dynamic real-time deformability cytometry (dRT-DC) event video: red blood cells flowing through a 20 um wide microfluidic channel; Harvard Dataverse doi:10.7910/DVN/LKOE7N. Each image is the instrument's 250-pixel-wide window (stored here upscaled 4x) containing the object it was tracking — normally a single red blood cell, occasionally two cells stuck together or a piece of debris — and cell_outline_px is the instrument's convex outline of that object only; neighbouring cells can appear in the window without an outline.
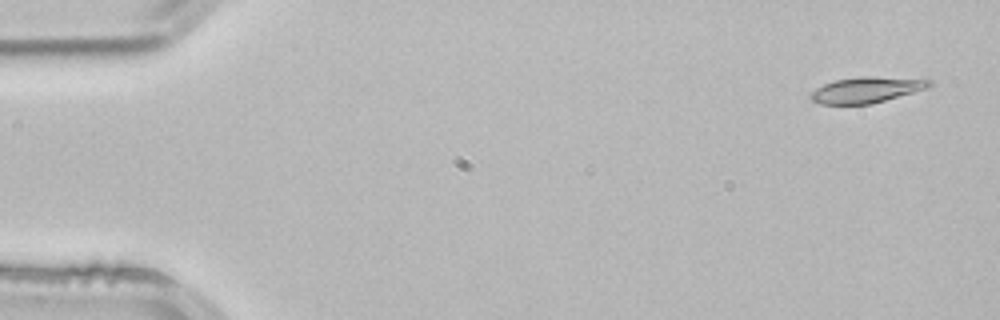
{"species": "common noctule bat (a hibernating species)", "species_latin": "Nyctalus noctula", "temperature_condition": "room temperature", "stored_images_in_passage": 3, "camera_frame_rate_fps": 3000, "um_per_image_px": 0.085, "animal": {"sex": "male", "body_mass_g": 21.5, "forearm_length_mm": 52.0}, "frame": {"image": 1, "passage_image": 1, "time_ms": 0.0, "image_size_px": [1000, 320], "cell_outline_px": [[932, 84], [928, 88], [872, 104], [820, 104], [812, 100], [808, 96], [816, 88], [824, 84], [836, 80], [864, 76], [868, 76], [932, 80]], "centroid_in_image_um": [73.64, 7.65], "position_along_channel_um": 11.4, "area_um2": 17.69}}
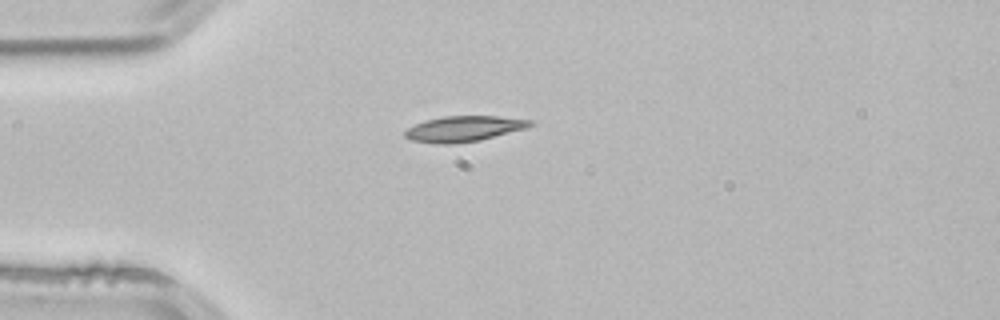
{"frame": {"image": 2, "passage_image": 3, "time_ms": 0.667, "image_size_px": [1000, 320], "cell_outline_px": [[532, 124], [528, 128], [480, 140], [456, 144], [436, 144], [412, 140], [404, 136], [404, 132], [408, 128], [424, 120], [444, 116], [496, 116], [532, 120]], "centroid_in_image_um": [39.42, 10.95], "position_along_channel_um": 45.6, "area_um2": 18.73}}